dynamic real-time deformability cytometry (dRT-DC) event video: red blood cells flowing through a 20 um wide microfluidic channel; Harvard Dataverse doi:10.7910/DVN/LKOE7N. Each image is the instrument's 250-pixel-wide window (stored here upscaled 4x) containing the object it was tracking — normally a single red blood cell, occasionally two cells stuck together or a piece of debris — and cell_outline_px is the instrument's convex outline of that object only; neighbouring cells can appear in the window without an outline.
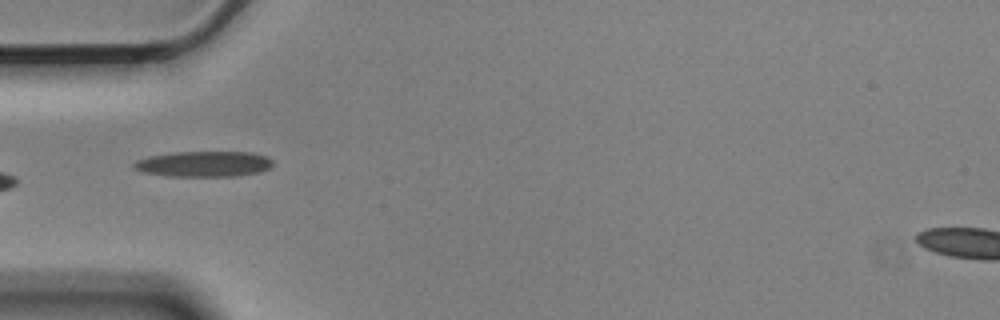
{"species": "Egyptian fruit bat (a non-hibernating species)", "species_latin": "Rousettus aegyptiacus", "temperature_condition": "cold", "stored_images_in_passage": 7, "camera_frame_rate_fps": 3000, "um_per_image_px": 0.085, "animal": {"sex": "male"}, "frame": {"image": 1, "passage_image": 2, "time_ms": 0.333, "image_size_px": [1000, 320], "cell_outline_px": [[272, 164], [268, 168], [260, 172], [232, 176], [168, 176], [144, 172], [132, 168], [132, 164], [136, 160], [148, 156], [176, 152], [252, 152], [268, 156], [272, 160]], "centroid_in_image_um": [17.31, 13.93], "position_along_channel_um": 67.7, "area_um2": 20.75}}
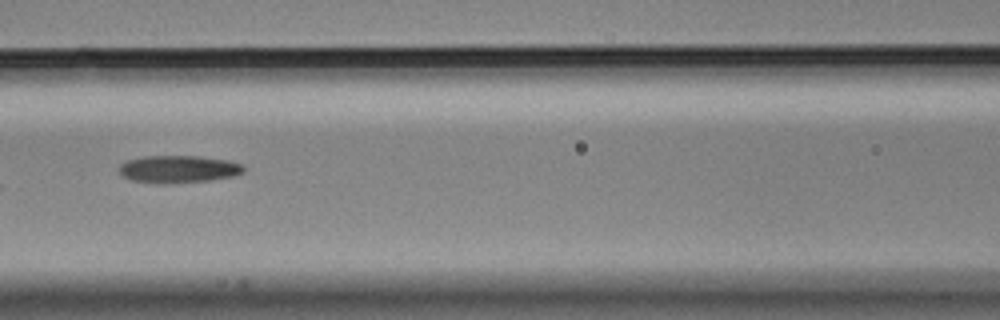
{"frame": {"image": 2, "passage_image": 4, "time_ms": 1.0, "image_size_px": [1000, 320], "cell_outline_px": [[244, 172], [232, 176], [208, 180], [132, 180], [124, 176], [120, 172], [120, 164], [128, 160], [144, 156], [200, 156], [228, 160], [240, 164], [244, 168]], "centroid_in_image_um": [15.22, 14.3], "position_along_channel_um": 151.4, "area_um2": 18.55}}
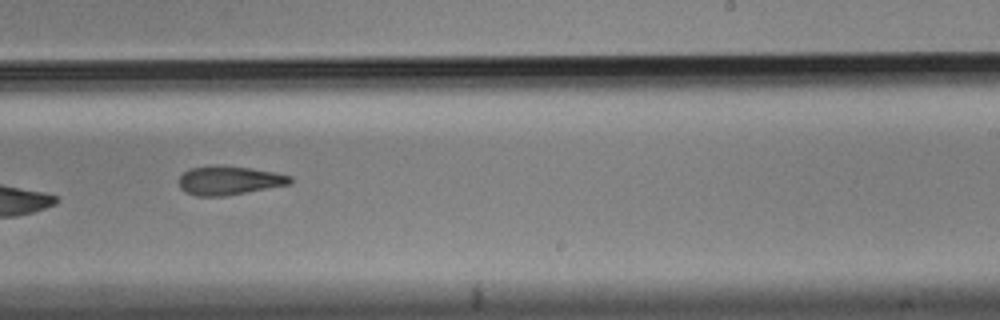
{"frame": {"image": 3, "passage_image": 7, "time_ms": 2.0, "image_size_px": [1000, 320], "cell_outline_px": [[292, 184], [224, 196], [196, 196], [184, 192], [180, 188], [180, 176], [184, 172], [192, 168], [248, 168], [272, 172], [292, 176]], "centroid_in_image_um": [19.51, 15.39], "position_along_channel_um": 269.5, "area_um2": 17.86}}